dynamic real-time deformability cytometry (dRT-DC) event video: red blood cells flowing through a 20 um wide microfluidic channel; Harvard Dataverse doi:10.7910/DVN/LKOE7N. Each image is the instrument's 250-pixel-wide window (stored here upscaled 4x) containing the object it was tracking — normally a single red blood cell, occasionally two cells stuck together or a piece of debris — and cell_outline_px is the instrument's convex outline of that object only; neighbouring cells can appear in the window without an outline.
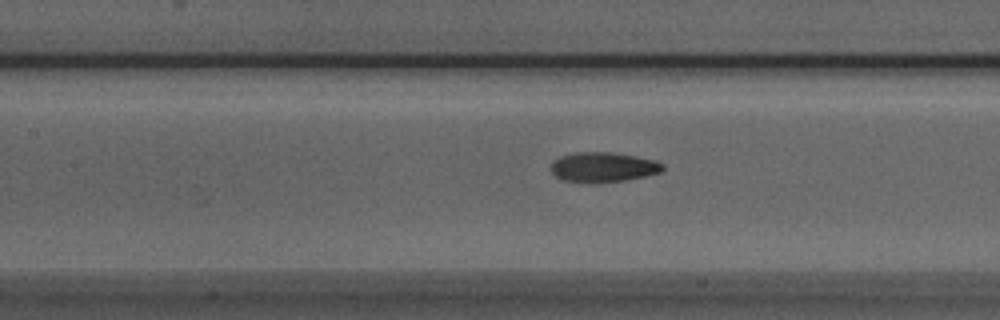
{"species": "Egyptian fruit bat (a non-hibernating species)", "species_latin": "Rousettus aegyptiacus", "temperature_condition": "room temperature", "stored_images_in_passage": 37, "camera_frame_rate_fps": 3000, "um_per_image_px": 0.085, "animal": {"sex": "male"}, "frame": {"image": 1, "passage_image": 8, "time_ms": 2.333, "image_size_px": [1000, 320], "cell_outline_px": [[664, 168], [660, 172], [644, 176], [624, 180], [564, 180], [556, 176], [552, 172], [552, 160], [560, 156], [576, 152], [608, 152], [636, 156], [656, 160], [664, 164]], "centroid_in_image_um": [51.3, 14.15], "position_along_channel_um": 156.1, "area_um2": 18.67}}
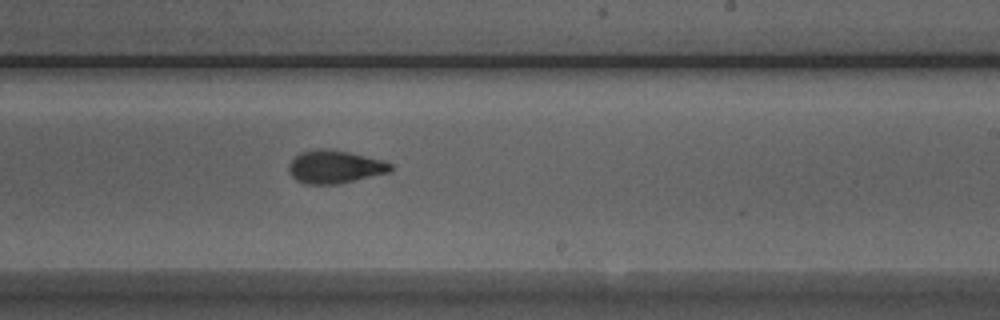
{"frame": {"image": 2, "passage_image": 16, "time_ms": 5.0, "image_size_px": [1000, 320], "cell_outline_px": [[392, 168], [388, 172], [340, 184], [304, 184], [296, 180], [288, 172], [288, 164], [300, 152], [316, 148], [324, 148], [348, 152], [384, 160], [392, 164]], "centroid_in_image_um": [28.42, 14.18], "position_along_channel_um": 260.6, "area_um2": 19.65}}
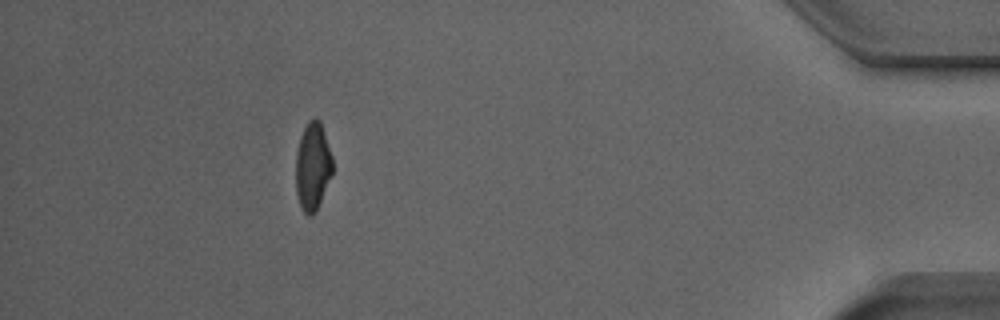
{"frame": {"image": 3, "passage_image": 32, "time_ms": 10.333, "image_size_px": [1000, 320], "cell_outline_px": [[332, 172], [316, 212], [312, 216], [308, 216], [300, 208], [296, 192], [296, 152], [300, 136], [308, 120], [316, 116], [320, 120], [332, 156]], "centroid_in_image_um": [26.56, 14.14], "position_along_channel_um": 408.6, "area_um2": 18.9}, "authors_computed_cell_mechanics": {"area_um2": 19.2474, "velocity_mm_per_s": 3.9268, "shape_relaxation_time_tau1_ms": 3.4946, "shape_relaxation_time_tau2_ms": 2.0409, "deformation_change_tau1": 0.1692, "deformation_change_tau2": 0.0884}}